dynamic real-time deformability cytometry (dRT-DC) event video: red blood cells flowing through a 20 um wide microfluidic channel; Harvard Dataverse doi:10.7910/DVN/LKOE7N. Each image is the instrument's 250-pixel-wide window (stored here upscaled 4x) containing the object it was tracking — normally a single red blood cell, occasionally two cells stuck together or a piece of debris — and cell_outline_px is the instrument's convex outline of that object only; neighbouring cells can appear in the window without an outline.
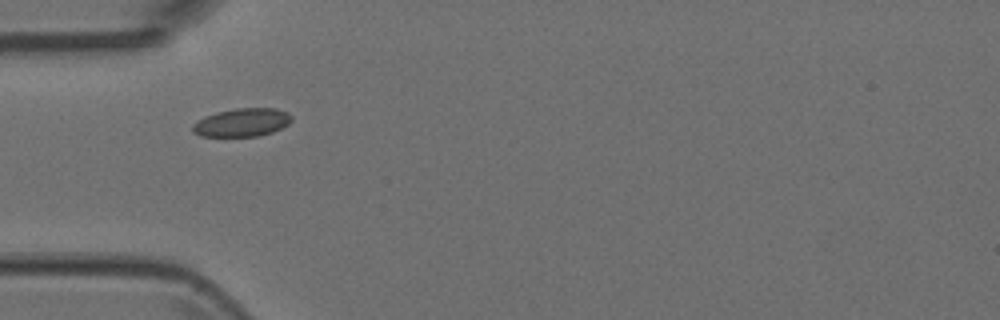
{"species": "Egyptian fruit bat (a non-hibernating species)", "species_latin": "Rousettus aegyptiacus", "temperature_condition": "room temperature", "stored_images_in_passage": 11, "camera_frame_rate_fps": 3000, "um_per_image_px": 0.085, "animal": {"sex": "female"}, "frame": {"image": 1, "passage_image": 5, "time_ms": 1.333, "image_size_px": [1000, 320], "cell_outline_px": [[292, 120], [288, 124], [272, 132], [260, 136], [200, 136], [192, 132], [192, 124], [204, 116], [216, 112], [236, 108], [276, 108], [288, 112], [292, 116]], "centroid_in_image_um": [20.56, 10.4], "position_along_channel_um": 64.4, "area_um2": 16.42}}
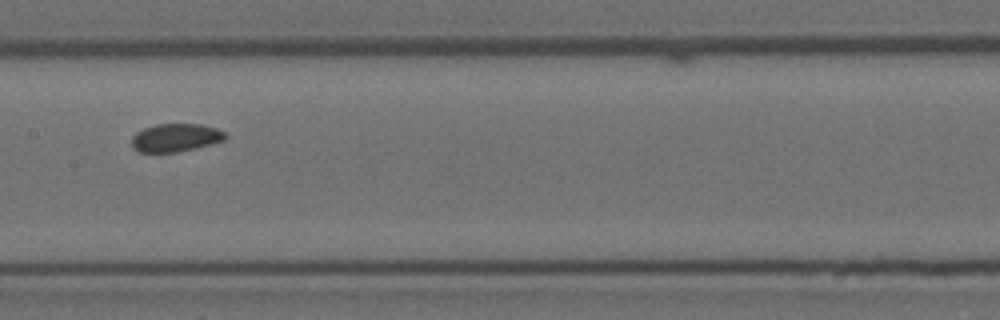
{"frame": {"image": 2, "passage_image": 8, "time_ms": 2.333, "image_size_px": [1000, 320], "cell_outline_px": [[228, 136], [224, 140], [212, 144], [196, 148], [176, 152], [140, 152], [132, 148], [132, 136], [136, 132], [144, 128], [156, 124], [200, 124], [216, 128], [224, 132]], "centroid_in_image_um": [14.92, 11.7], "position_along_channel_um": 192.5, "area_um2": 15.37}}
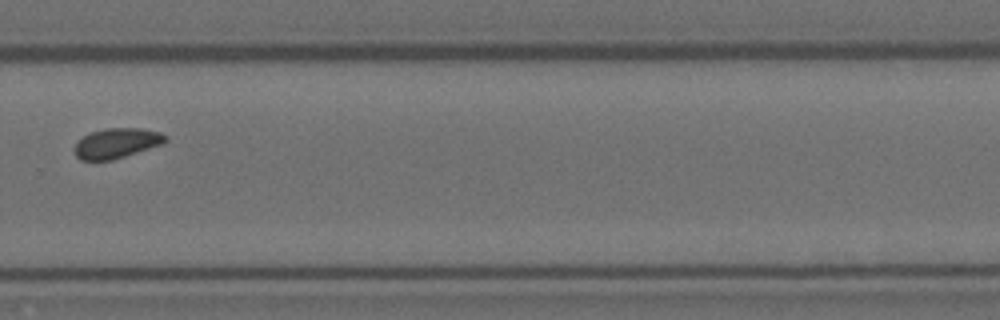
{"frame": {"image": 3, "passage_image": 11, "time_ms": 3.333, "image_size_px": [1000, 320], "cell_outline_px": [[168, 140], [160, 144], [112, 160], [80, 160], [76, 156], [76, 140], [92, 132], [104, 128], [140, 128], [160, 132], [168, 136]], "centroid_in_image_um": [9.91, 12.16], "position_along_channel_um": 319.9, "area_um2": 15.66}}